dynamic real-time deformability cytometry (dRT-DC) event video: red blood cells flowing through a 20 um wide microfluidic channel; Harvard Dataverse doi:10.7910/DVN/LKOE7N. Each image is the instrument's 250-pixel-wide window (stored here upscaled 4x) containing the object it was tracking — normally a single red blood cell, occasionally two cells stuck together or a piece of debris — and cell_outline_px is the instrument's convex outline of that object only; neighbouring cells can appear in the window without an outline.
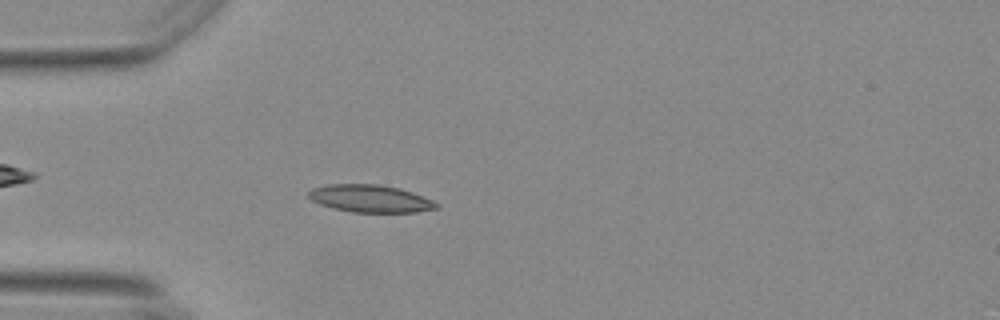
{"species": "Egyptian fruit bat (a non-hibernating species)", "species_latin": "Rousettus aegyptiacus", "temperature_condition": "warm", "stored_images_in_passage": 27, "camera_frame_rate_fps": 3000, "um_per_image_px": 0.085, "animal": {"sex": "female"}, "frame": {"image": 1, "passage_image": 7, "time_ms": 2.0, "image_size_px": [1000, 320], "cell_outline_px": [[440, 208], [416, 212], [352, 212], [320, 204], [312, 200], [308, 196], [308, 192], [312, 188], [328, 184], [376, 184], [396, 188], [412, 192], [432, 200], [440, 204]], "centroid_in_image_um": [31.49, 16.88], "position_along_channel_um": 53.5, "area_um2": 20.29}}
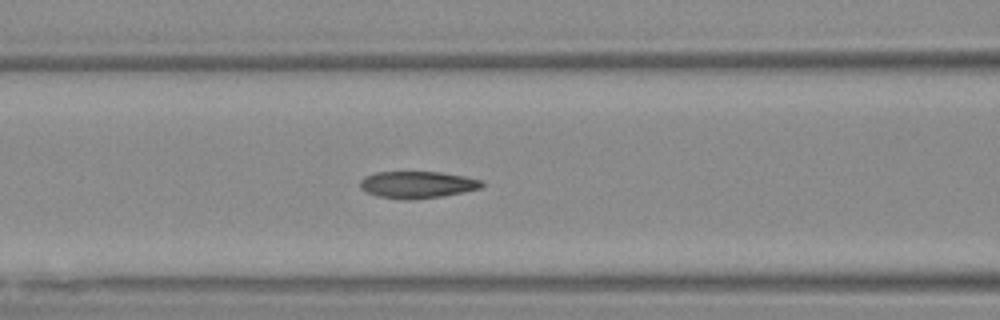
{"frame": {"image": 2, "passage_image": 14, "time_ms": 4.333, "image_size_px": [1000, 320], "cell_outline_px": [[484, 184], [480, 188], [444, 196], [408, 200], [404, 200], [380, 196], [368, 192], [360, 188], [360, 180], [364, 176], [376, 172], [440, 172], [464, 176], [484, 180]], "centroid_in_image_um": [35.49, 15.69], "position_along_channel_um": 131.1, "area_um2": 19.07}}
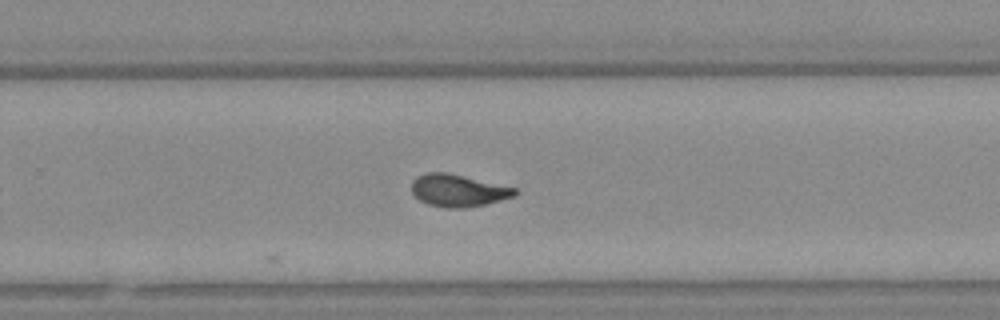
{"frame": {"image": 3, "passage_image": 27, "time_ms": 8.667, "image_size_px": [1000, 320], "cell_outline_px": [[516, 196], [484, 204], [464, 208], [444, 208], [428, 204], [420, 200], [412, 192], [412, 180], [416, 176], [428, 172], [448, 172], [516, 188]], "centroid_in_image_um": [38.91, 16.19], "position_along_channel_um": 290.9, "area_um2": 19.36}}